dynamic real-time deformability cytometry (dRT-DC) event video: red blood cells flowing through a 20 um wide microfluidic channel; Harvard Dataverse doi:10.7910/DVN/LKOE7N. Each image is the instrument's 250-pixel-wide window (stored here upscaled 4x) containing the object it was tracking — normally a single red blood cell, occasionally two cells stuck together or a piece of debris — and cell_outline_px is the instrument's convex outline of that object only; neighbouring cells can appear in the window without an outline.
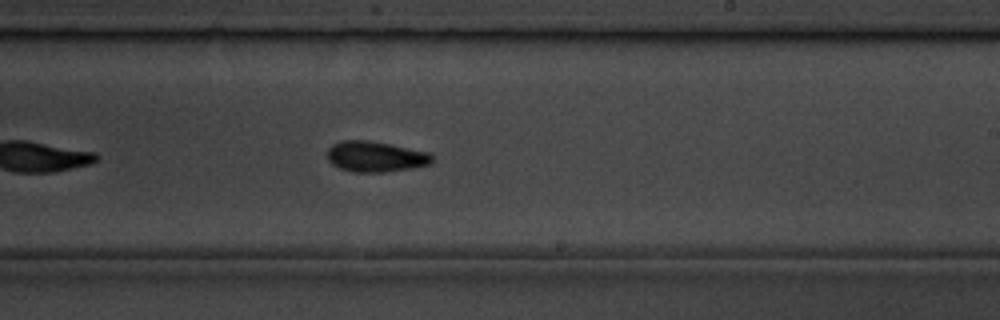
{"species": "common noctule bat (a hibernating species)", "species_latin": "Nyctalus noctula", "temperature_condition": "room temperature", "stored_images_in_passage": 43, "camera_frame_rate_fps": 3000, "um_per_image_px": 0.085, "animal": {"sex": "male", "body_mass_g": 19.5, "forearm_length_mm": 54.6}, "frame": {"image": 1, "passage_image": 19, "time_ms": 6.0, "image_size_px": [1000, 320], "cell_outline_px": [[432, 164], [412, 168], [384, 172], [352, 172], [340, 168], [332, 164], [328, 160], [328, 148], [332, 144], [340, 140], [368, 140], [428, 152], [432, 156]], "centroid_in_image_um": [31.89, 13.31], "position_along_channel_um": 257.1, "area_um2": 18.67}, "authors_computed_cell_mechanics": {"area_um2": 18.2648, "velocity_mm_per_s": 3.6202, "shape_relaxation_time_tau1_ms": 2.6407, "shape_relaxation_time_tau2_ms": 3.4549, "deformation_change_tau1": 0.1223, "deformation_change_tau2": 0.0777}}